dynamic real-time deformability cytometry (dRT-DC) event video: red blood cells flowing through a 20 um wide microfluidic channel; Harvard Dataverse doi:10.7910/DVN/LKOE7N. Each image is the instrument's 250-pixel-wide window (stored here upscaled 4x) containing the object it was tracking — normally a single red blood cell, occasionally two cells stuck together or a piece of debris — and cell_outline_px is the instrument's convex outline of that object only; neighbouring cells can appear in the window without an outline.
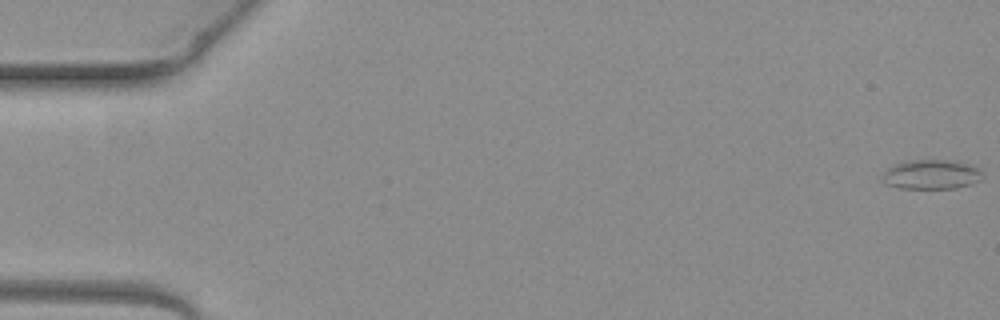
{"species": "common noctule bat (a hibernating species)", "species_latin": "Nyctalus noctula", "temperature_condition": "warm", "stored_images_in_passage": 5, "camera_frame_rate_fps": 3000, "um_per_image_px": 0.085, "animal": {"sex": "female", "body_mass_g": 19.3, "forearm_length_mm": 54.1}, "frame": {"image": 1, "passage_image": 1, "time_ms": 0.0, "image_size_px": [1000, 320], "cell_outline_px": [[984, 176], [980, 180], [956, 188], [900, 188], [884, 184], [880, 180], [880, 176], [888, 168], [896, 164], [908, 160], [944, 160], [964, 164], [980, 168], [984, 172]], "centroid_in_image_um": [79.12, 14.84], "position_along_channel_um": 5.9, "area_um2": 17.17}}
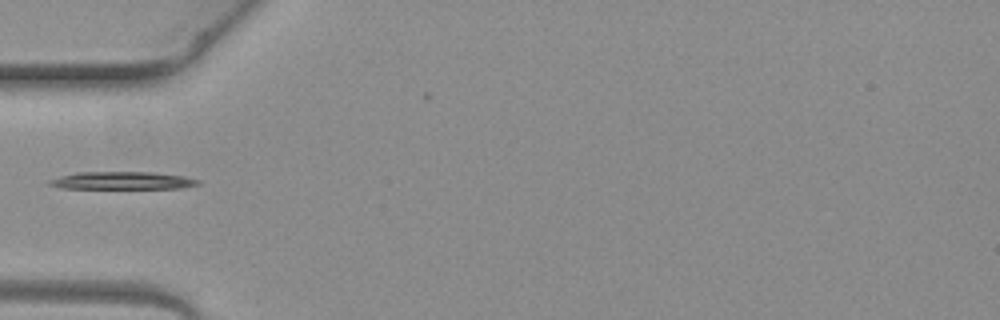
{"frame": {"image": 2, "passage_image": 5, "time_ms": 1.333, "image_size_px": [1000, 320], "cell_outline_px": [[200, 184], [180, 188], [64, 188], [48, 184], [48, 180], [60, 176], [76, 172], [152, 172], [184, 176], [200, 180]], "centroid_in_image_um": [10.41, 15.34], "position_along_channel_um": 74.6, "area_um2": 15.14}}